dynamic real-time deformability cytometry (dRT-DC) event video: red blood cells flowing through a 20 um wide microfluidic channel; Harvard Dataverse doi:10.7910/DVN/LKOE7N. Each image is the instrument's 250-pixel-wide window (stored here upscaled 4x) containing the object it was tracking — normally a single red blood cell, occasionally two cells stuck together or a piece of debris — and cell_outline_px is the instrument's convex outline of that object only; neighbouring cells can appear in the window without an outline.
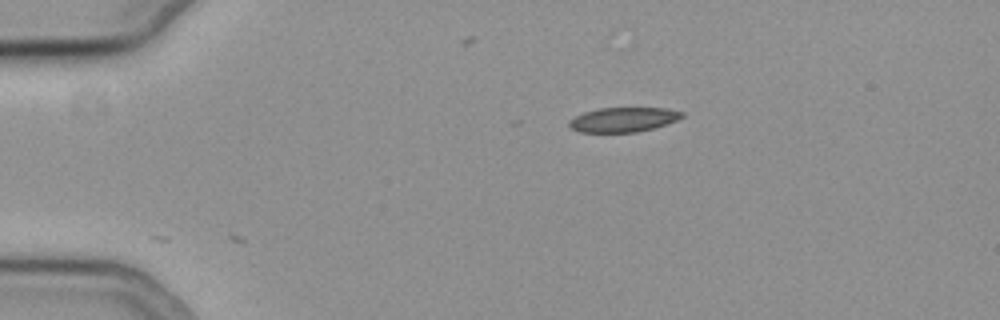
{"species": "common noctule bat (a hibernating species)", "species_latin": "Nyctalus noctula", "temperature_condition": "cold", "stored_images_in_passage": 3, "camera_frame_rate_fps": 3000, "um_per_image_px": 0.085, "animal": {"sex": "female", "body_mass_g": 19.3, "forearm_length_mm": 54.1}, "frame": {"image": 1, "passage_image": 1, "time_ms": 0.0, "image_size_px": [1000, 320], "cell_outline_px": [[684, 116], [668, 124], [636, 132], [580, 132], [572, 128], [568, 124], [568, 120], [584, 112], [600, 108], [668, 108], [684, 112]], "centroid_in_image_um": [53.0, 10.16], "position_along_channel_um": 32.0, "area_um2": 16.13}}